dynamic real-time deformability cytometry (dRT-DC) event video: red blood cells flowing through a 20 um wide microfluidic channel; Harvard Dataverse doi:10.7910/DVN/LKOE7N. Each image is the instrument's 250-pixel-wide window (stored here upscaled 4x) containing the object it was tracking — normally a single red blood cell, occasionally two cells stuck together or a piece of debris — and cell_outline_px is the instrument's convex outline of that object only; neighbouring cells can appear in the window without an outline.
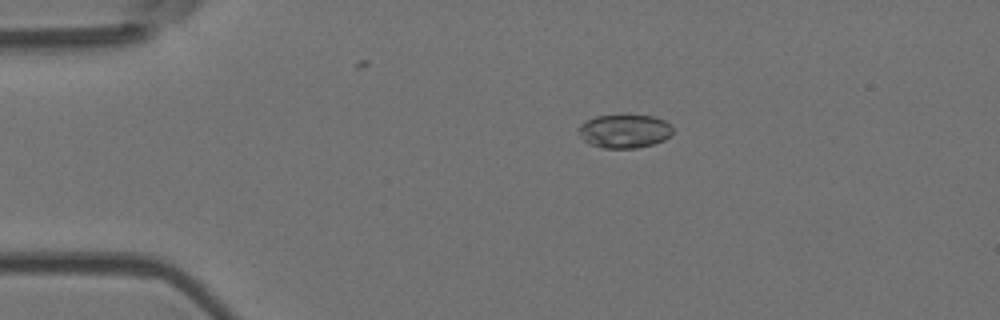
{"species": "Egyptian fruit bat (a non-hibernating species)", "species_latin": "Rousettus aegyptiacus", "temperature_condition": "room temperature", "stored_images_in_passage": 4, "camera_frame_rate_fps": 3000, "um_per_image_px": 0.085, "animal": {"sex": "female"}, "frame": {"image": 1, "passage_image": 3, "time_ms": 0.667, "image_size_px": [1000, 320], "cell_outline_px": [[672, 132], [664, 140], [652, 144], [636, 148], [604, 148], [592, 144], [584, 140], [580, 136], [580, 124], [596, 116], [652, 116], [664, 120], [672, 128]], "centroid_in_image_um": [53.08, 11.16], "position_along_channel_um": 31.9, "area_um2": 17.92}}